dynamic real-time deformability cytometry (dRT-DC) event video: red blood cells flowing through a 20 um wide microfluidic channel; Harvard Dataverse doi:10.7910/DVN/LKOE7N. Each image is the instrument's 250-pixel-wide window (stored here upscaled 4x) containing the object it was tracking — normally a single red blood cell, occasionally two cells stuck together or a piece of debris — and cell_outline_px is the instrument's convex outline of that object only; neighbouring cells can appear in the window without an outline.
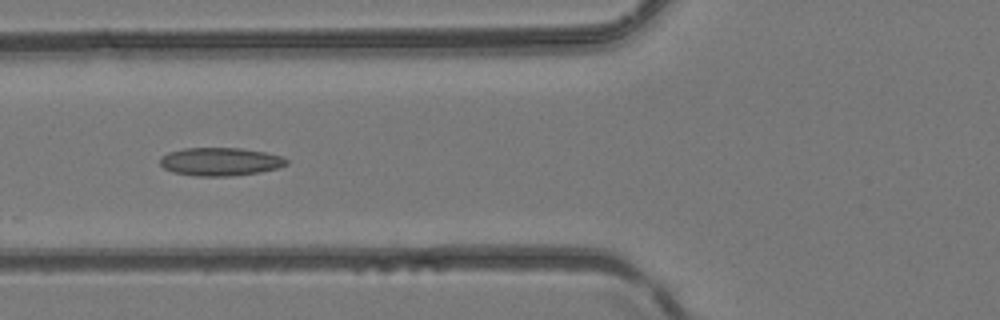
{"species": "common noctule bat (a hibernating species)", "species_latin": "Nyctalus noctula", "temperature_condition": "room temperature", "stored_images_in_passage": 4, "camera_frame_rate_fps": 3000, "um_per_image_px": 0.085, "animal": {"sex": "female", "body_mass_g": 24.6, "forearm_length_mm": 56.2}, "frame": {"image": 1, "passage_image": 4, "time_ms": 1.0, "image_size_px": [1000, 320], "cell_outline_px": [[288, 164], [276, 168], [260, 172], [232, 176], [196, 176], [172, 172], [164, 168], [160, 164], [160, 156], [168, 152], [184, 148], [240, 148], [264, 152], [280, 156], [288, 160]], "centroid_in_image_um": [18.68, 13.74], "position_along_channel_um": 107.1, "area_um2": 20.75}}